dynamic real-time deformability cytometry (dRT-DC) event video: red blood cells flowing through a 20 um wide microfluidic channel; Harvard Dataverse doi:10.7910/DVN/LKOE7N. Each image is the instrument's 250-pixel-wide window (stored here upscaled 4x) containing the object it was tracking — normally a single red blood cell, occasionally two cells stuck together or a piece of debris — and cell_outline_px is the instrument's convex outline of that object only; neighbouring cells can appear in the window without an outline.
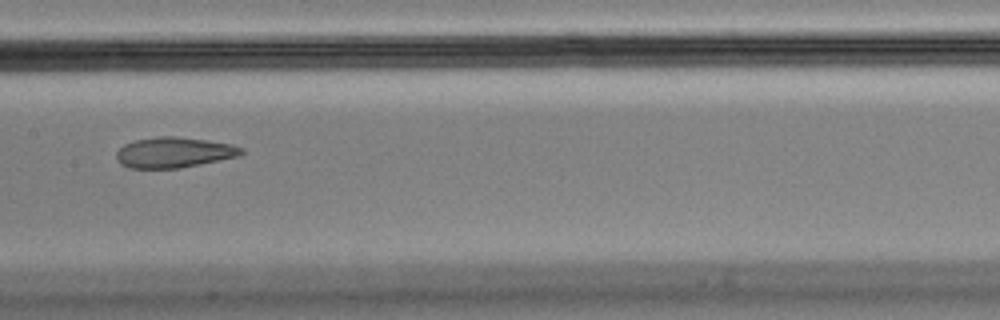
{"species": "Egyptian fruit bat (a non-hibernating species)", "species_latin": "Rousettus aegyptiacus", "temperature_condition": "cold", "stored_images_in_passage": 8, "camera_frame_rate_fps": 3000, "um_per_image_px": 0.085, "animal": {"sex": "male"}, "frame": {"image": 1, "passage_image": 8, "time_ms": 2.333, "image_size_px": [1000, 320], "cell_outline_px": [[244, 152], [240, 156], [180, 168], [128, 168], [120, 164], [116, 156], [116, 152], [124, 144], [136, 140], [160, 136], [176, 136], [232, 144], [244, 148]], "centroid_in_image_um": [14.79, 12.96], "position_along_channel_um": 192.6, "area_um2": 22.2}}